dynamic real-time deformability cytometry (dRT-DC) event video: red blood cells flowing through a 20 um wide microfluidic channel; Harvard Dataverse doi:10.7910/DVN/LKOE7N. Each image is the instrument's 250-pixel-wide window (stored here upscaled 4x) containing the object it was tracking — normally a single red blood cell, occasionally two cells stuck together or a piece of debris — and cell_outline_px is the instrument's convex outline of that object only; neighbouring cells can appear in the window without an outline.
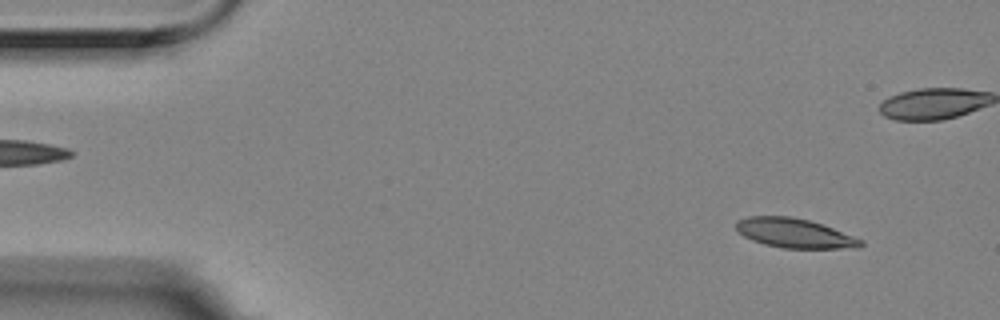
{"species": "Egyptian fruit bat (a non-hibernating species)", "species_latin": "Rousettus aegyptiacus", "temperature_condition": "room temperature", "stored_images_in_passage": 8, "segment_of_instrument_passage": [1, 2], "camera_frame_rate_fps": 3000, "um_per_image_px": 0.085, "animal": {"sex": "female"}, "frame": {"image": 1, "passage_image": 1, "time_ms": 0.0, "image_size_px": [1000, 320], "cell_outline_px": [[864, 244], [860, 248], [784, 248], [764, 244], [752, 240], [744, 236], [736, 228], [736, 220], [748, 216], [792, 216], [808, 220], [832, 228], [864, 240]], "centroid_in_image_um": [67.54, 19.82], "position_along_channel_um": 17.5, "area_um2": 21.27}}
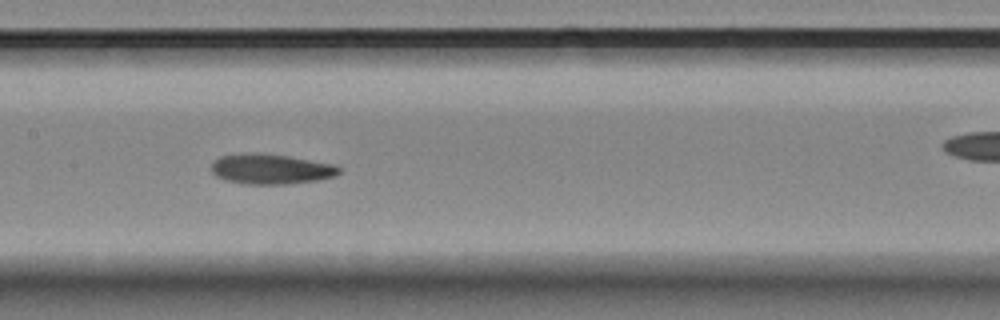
{"frame": {"image": 2, "passage_image": 6, "time_ms": 1.667, "image_size_px": [1000, 320], "cell_outline_px": [[340, 172], [336, 176], [316, 180], [288, 184], [248, 184], [228, 180], [216, 176], [212, 172], [212, 164], [220, 156], [248, 152], [256, 152], [288, 156], [336, 164], [340, 168]], "centroid_in_image_um": [23.06, 14.35], "position_along_channel_um": 184.3, "area_um2": 22.43}}
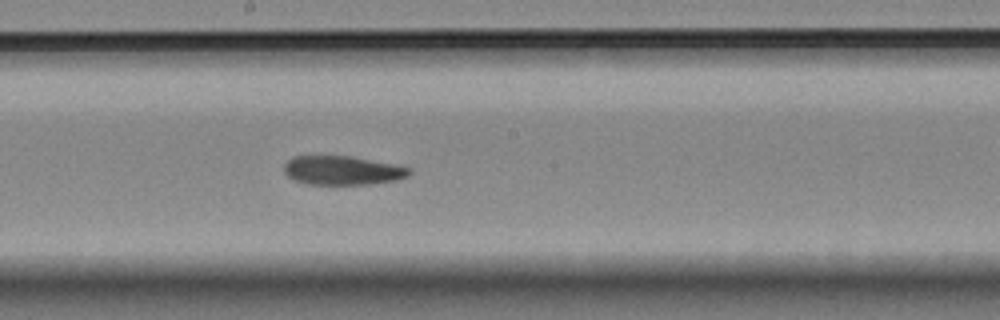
{"frame": {"image": 3, "passage_image": 7, "time_ms": 2.0, "image_size_px": [1000, 320], "cell_outline_px": [[412, 172], [408, 176], [396, 180], [368, 184], [308, 184], [296, 180], [288, 176], [284, 172], [284, 164], [292, 156], [352, 156], [392, 164], [408, 168]], "centroid_in_image_um": [29.08, 14.48], "position_along_channel_um": 219.1, "area_um2": 20.92}}